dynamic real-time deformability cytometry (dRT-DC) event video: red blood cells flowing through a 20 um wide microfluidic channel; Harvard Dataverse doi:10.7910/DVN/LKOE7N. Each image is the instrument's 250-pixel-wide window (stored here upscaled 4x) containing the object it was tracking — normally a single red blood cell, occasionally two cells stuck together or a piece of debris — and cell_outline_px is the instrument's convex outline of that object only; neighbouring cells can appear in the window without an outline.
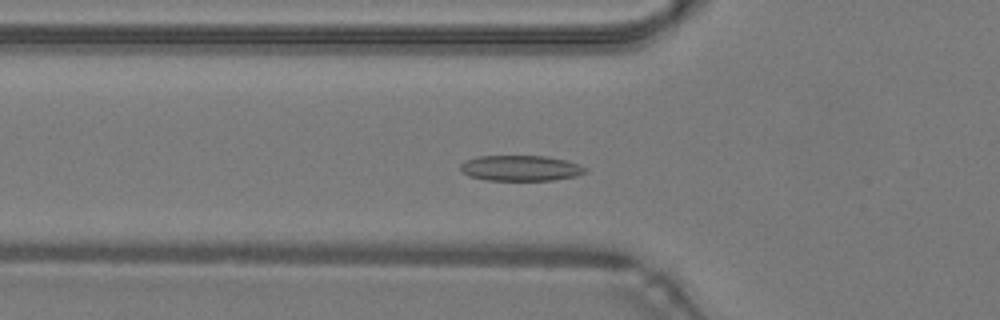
{"species": "common noctule bat (a hibernating species)", "species_latin": "Nyctalus noctula", "temperature_condition": "warm", "stored_images_in_passage": 47, "camera_frame_rate_fps": 3000, "um_per_image_px": 0.085, "animal": {"sex": "male", "body_mass_g": 19.2, "forearm_length_mm": 51.8}, "frame": {"image": 1, "passage_image": 15, "time_ms": 4.667, "image_size_px": [1000, 320], "cell_outline_px": [[588, 172], [576, 176], [552, 180], [484, 180], [468, 176], [460, 172], [460, 164], [464, 160], [476, 156], [544, 156], [564, 160], [580, 164], [588, 168]], "centroid_in_image_um": [44.22, 14.29], "position_along_channel_um": 81.6, "area_um2": 18.84}}
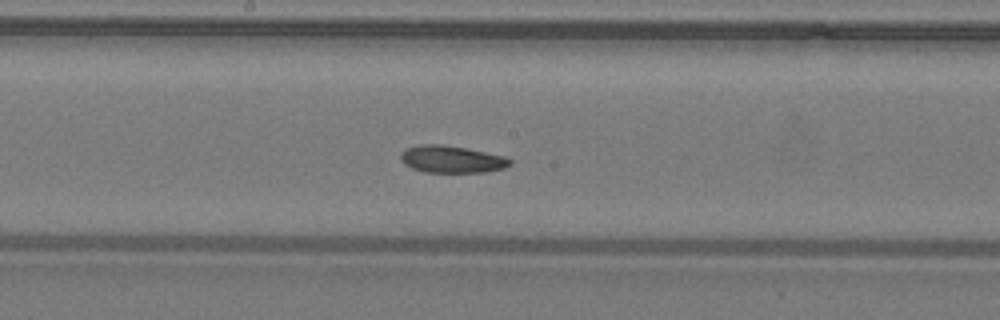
{"frame": {"image": 2, "passage_image": 24, "time_ms": 7.667, "image_size_px": [1000, 320], "cell_outline_px": [[512, 164], [504, 168], [484, 172], [424, 172], [412, 168], [404, 164], [400, 160], [400, 152], [404, 148], [420, 144], [440, 144], [464, 148], [504, 156], [512, 160]], "centroid_in_image_um": [38.34, 13.53], "position_along_channel_um": 209.9, "area_um2": 17.34}}
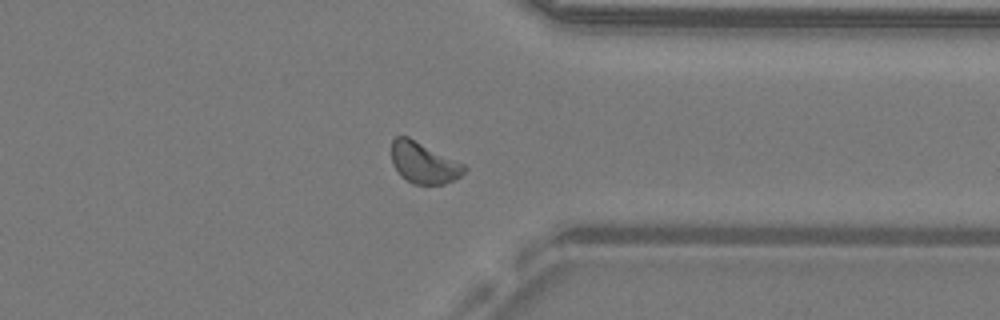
{"frame": {"image": 3, "passage_image": 36, "time_ms": 11.667, "image_size_px": [1000, 320], "cell_outline_px": [[468, 168], [460, 176], [444, 184], [412, 184], [400, 176], [392, 164], [392, 140], [396, 136], [408, 136], [464, 164]], "centroid_in_image_um": [35.99, 13.84], "position_along_channel_um": 375.4, "area_um2": 17.46}}